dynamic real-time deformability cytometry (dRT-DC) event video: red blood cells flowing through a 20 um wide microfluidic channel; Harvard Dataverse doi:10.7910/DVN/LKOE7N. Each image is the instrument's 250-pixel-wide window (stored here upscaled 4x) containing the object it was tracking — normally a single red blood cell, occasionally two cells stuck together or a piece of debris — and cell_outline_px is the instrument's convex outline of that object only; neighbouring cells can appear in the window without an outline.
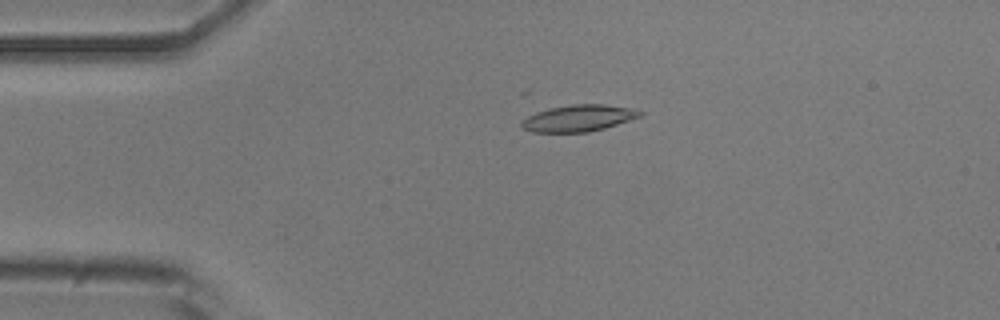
{"species": "common noctule bat (a hibernating species)", "species_latin": "Nyctalus noctula", "temperature_condition": "room temperature", "stored_images_in_passage": 34, "camera_frame_rate_fps": 3000, "um_per_image_px": 0.085, "animal": {"sex": "male", "body_mass_g": 20.5, "forearm_length_mm": 52.5}, "frame": {"image": 1, "passage_image": 1, "time_ms": 0.0, "image_size_px": [1000, 320], "cell_outline_px": [[644, 112], [640, 116], [604, 128], [588, 132], [532, 132], [524, 128], [520, 124], [528, 116], [536, 112], [548, 108], [572, 104], [604, 104], [632, 108]], "centroid_in_image_um": [49.17, 10.03], "position_along_channel_um": 35.8, "area_um2": 18.15}}
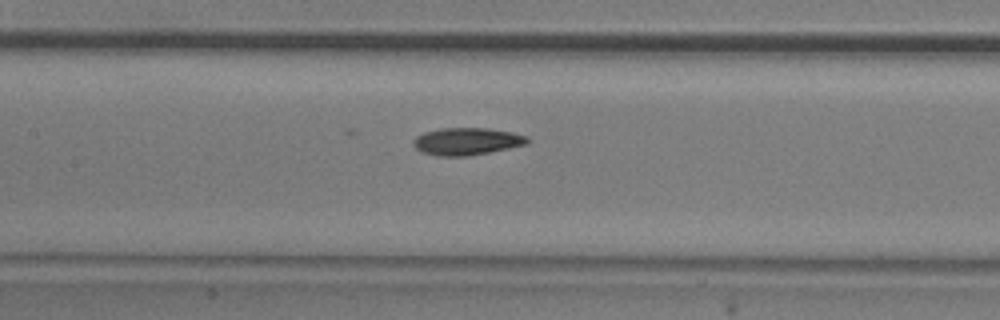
{"frame": {"image": 2, "passage_image": 14, "time_ms": 4.333, "image_size_px": [1000, 320], "cell_outline_px": [[528, 144], [488, 152], [464, 156], [440, 156], [424, 152], [416, 148], [412, 144], [412, 140], [416, 136], [424, 132], [440, 128], [488, 128], [512, 132], [528, 136]], "centroid_in_image_um": [39.67, 12.0], "position_along_channel_um": 167.7, "area_um2": 18.03}}
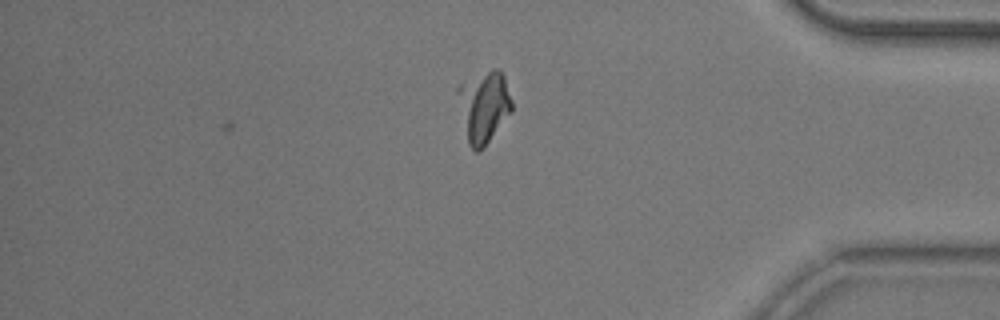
{"frame": {"image": 3, "passage_image": 34, "time_ms": 11.0, "image_size_px": [1000, 320], "cell_outline_px": [[512, 112], [488, 140], [476, 152], [468, 144], [456, 92], [456, 88], [460, 84], [492, 68], [496, 68], [504, 76], [512, 100]], "centroid_in_image_um": [41.13, 9.01], "position_along_channel_um": 394.1, "area_um2": 22.02}, "authors_computed_cell_mechanics": {"area_um2": 17.6868, "velocity_mm_per_s": 3.8101, "shape_relaxation_time_tau1_ms": null, "shape_relaxation_time_tau2_ms": 6.5261, "deformation_change_tau1": null, "deformation_change_tau2": 0.1338}}